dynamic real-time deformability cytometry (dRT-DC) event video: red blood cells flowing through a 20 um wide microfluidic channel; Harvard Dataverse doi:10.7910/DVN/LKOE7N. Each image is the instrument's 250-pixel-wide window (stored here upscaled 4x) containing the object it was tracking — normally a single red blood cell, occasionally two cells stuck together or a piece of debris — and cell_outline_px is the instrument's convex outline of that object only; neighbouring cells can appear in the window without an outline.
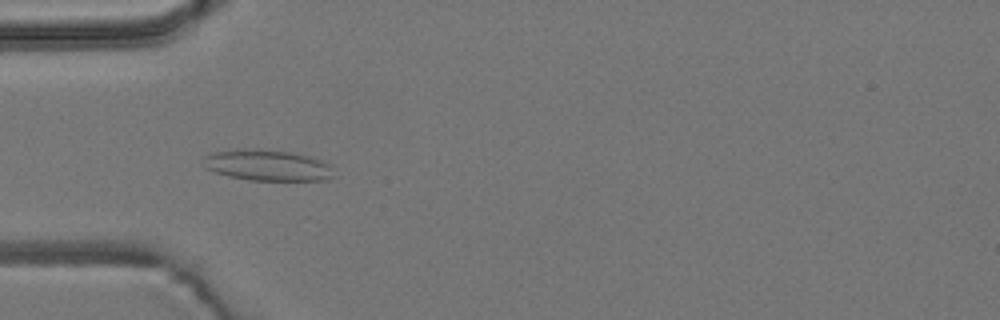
{"species": "common noctule bat (a hibernating species)", "species_latin": "Nyctalus noctula", "temperature_condition": "room temperature", "stored_images_in_passage": 20, "camera_frame_rate_fps": 3000, "um_per_image_px": 0.085, "animal": {"sex": "male", "body_mass_g": 19.2, "forearm_length_mm": 51.8}, "frame": {"image": 1, "passage_image": 4, "time_ms": 1.0, "image_size_px": [1000, 320], "cell_outline_px": [[332, 176], [328, 180], [252, 180], [228, 176], [204, 168], [204, 156], [212, 152], [236, 148], [256, 148], [296, 152], [312, 156], [328, 164]], "centroid_in_image_um": [22.68, 14.02], "position_along_channel_um": 62.3, "area_um2": 23.81}}
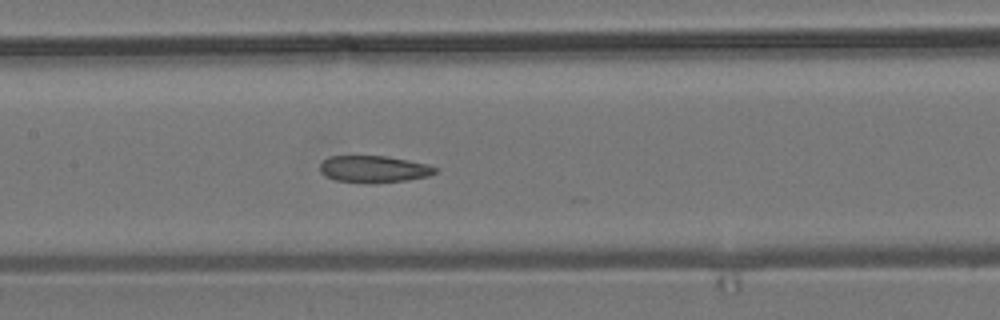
{"frame": {"image": 2, "passage_image": 13, "time_ms": 4.0, "image_size_px": [1000, 320], "cell_outline_px": [[436, 172], [428, 176], [408, 180], [336, 180], [324, 176], [320, 172], [320, 164], [328, 156], [388, 156], [408, 160], [424, 164], [436, 168]], "centroid_in_image_um": [31.73, 14.32], "position_along_channel_um": 175.7, "area_um2": 17.05}}
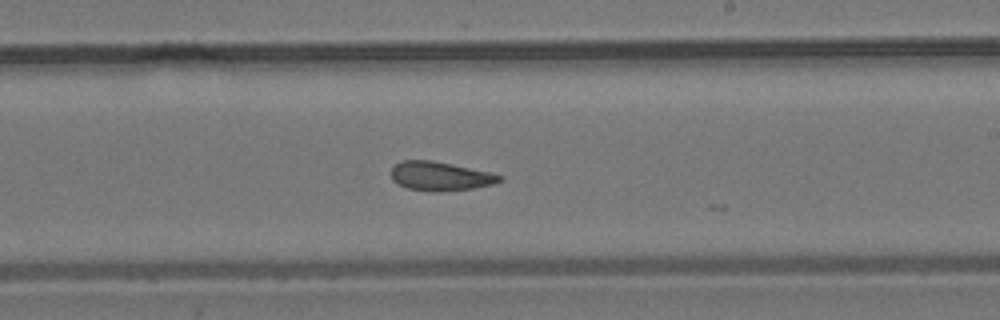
{"frame": {"image": 3, "passage_image": 19, "time_ms": 6.0, "image_size_px": [1000, 320], "cell_outline_px": [[504, 180], [492, 184], [472, 188], [408, 188], [392, 180], [392, 164], [400, 160], [432, 160], [488, 172], [504, 176]], "centroid_in_image_um": [37.4, 14.9], "position_along_channel_um": 251.6, "area_um2": 17.22}}